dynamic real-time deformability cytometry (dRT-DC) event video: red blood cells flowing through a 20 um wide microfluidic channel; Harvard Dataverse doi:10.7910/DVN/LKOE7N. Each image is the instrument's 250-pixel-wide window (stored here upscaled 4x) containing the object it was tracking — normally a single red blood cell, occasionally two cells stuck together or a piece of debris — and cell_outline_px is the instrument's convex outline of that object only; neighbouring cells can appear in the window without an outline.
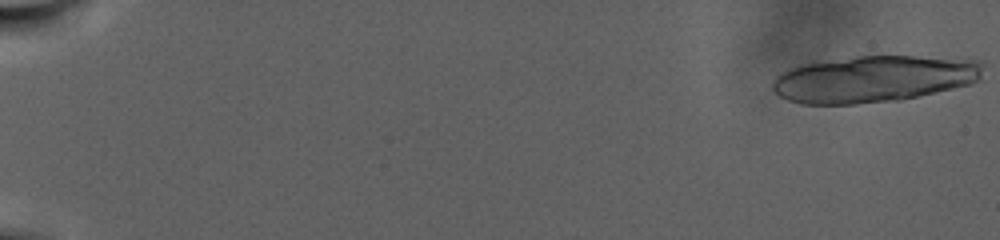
{"species": "human", "species_latin": "Homo sapiens", "temperature_condition": "warm", "stored_images_in_passage": 37, "camera_frame_rate_fps": 3000, "um_per_image_px": 0.085, "donor": {"sex": "male"}, "frame": {"image": 1, "passage_image": 1, "time_ms": 0.0, "image_size_px": [1000, 240], "cell_outline_px": [[980, 80], [972, 84], [900, 100], [856, 104], [800, 104], [788, 100], [780, 96], [772, 88], [772, 84], [776, 76], [792, 68], [804, 64], [856, 56], [916, 56], [980, 60]], "centroid_in_image_um": [74.27, 6.72], "position_along_channel_um": 10.7, "area_um2": 56.93}}
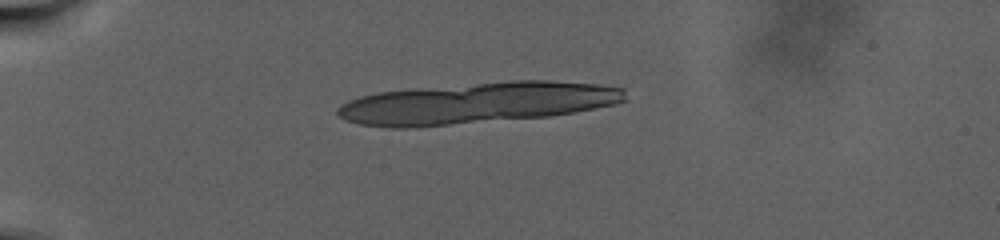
{"frame": {"image": 2, "passage_image": 26, "time_ms": 8.333, "image_size_px": [1000, 240], "cell_outline_px": [[624, 100], [616, 104], [596, 108], [548, 116], [408, 128], [388, 128], [360, 124], [344, 120], [336, 116], [336, 108], [340, 104], [348, 100], [360, 96], [380, 92], [416, 88], [508, 80], [548, 80], [600, 84], [624, 88]], "centroid_in_image_um": [40.48, 8.75], "position_along_channel_um": 44.5, "area_um2": 69.24}}